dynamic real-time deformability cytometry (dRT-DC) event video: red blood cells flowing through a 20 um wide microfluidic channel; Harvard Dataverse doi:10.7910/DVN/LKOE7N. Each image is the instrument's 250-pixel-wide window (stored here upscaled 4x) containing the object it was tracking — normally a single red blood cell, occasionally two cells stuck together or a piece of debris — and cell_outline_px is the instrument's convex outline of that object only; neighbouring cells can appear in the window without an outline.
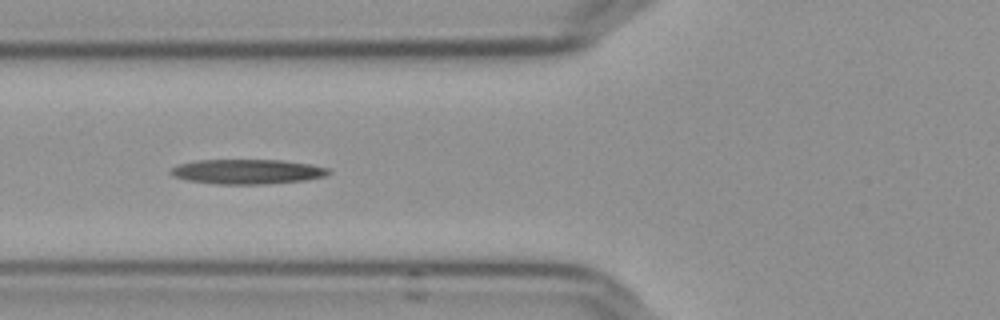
{"species": "Egyptian fruit bat (a non-hibernating species)", "species_latin": "Rousettus aegyptiacus", "temperature_condition": "cold", "stored_images_in_passage": 39, "camera_frame_rate_fps": 3000, "um_per_image_px": 0.085, "frame": {"image": 1, "passage_image": 6, "time_ms": 1.667, "image_size_px": [1000, 320], "cell_outline_px": [[332, 172], [324, 176], [304, 180], [264, 184], [216, 184], [188, 180], [172, 176], [172, 168], [180, 164], [196, 160], [280, 160], [312, 164], [328, 168]], "centroid_in_image_um": [21.04, 14.58], "position_along_channel_um": 104.8, "area_um2": 22.6}}
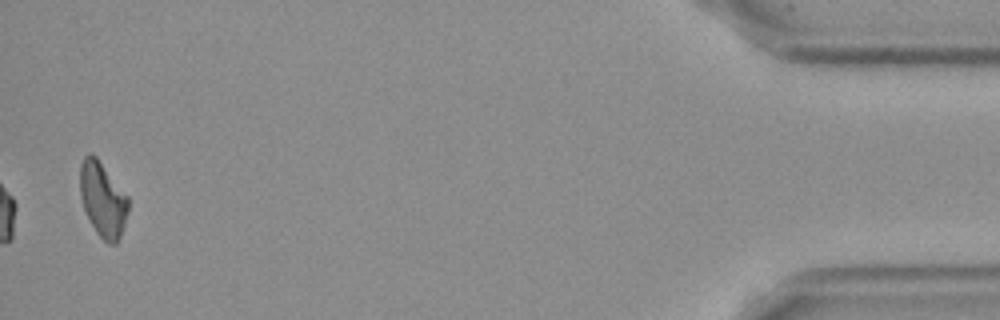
{"frame": {"image": 2, "passage_image": 39, "time_ms": 12.667, "image_size_px": [1000, 320], "cell_outline_px": [[128, 212], [120, 236], [116, 244], [108, 244], [96, 232], [84, 208], [80, 196], [80, 164], [84, 156], [88, 152], [92, 152], [96, 156], [128, 196]], "centroid_in_image_um": [8.73, 16.92], "position_along_channel_um": 426.5, "area_um2": 20.92}, "authors_computed_cell_mechanics": {"area_um2": 21.7328, "velocity_mm_per_s": 3.6426, "shape_relaxation_time_tau1_ms": null, "shape_relaxation_time_tau2_ms": 6.6893, "deformation_change_tau1": null, "deformation_change_tau2": 0.2154}}